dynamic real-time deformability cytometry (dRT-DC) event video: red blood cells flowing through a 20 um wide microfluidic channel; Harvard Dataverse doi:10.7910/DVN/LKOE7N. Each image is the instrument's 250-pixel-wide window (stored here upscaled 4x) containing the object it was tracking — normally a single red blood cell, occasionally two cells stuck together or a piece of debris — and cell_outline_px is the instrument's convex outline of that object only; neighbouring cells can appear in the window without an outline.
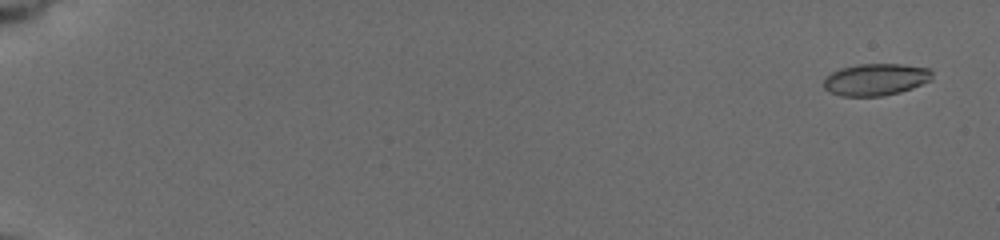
{"species": "common noctule bat (a hibernating species)", "species_latin": "Nyctalus noctula", "temperature_condition": "cold", "stored_images_in_passage": 9, "camera_frame_rate_fps": 3000, "um_per_image_px": 0.085, "animal": {"sex": "female", "body_mass_g": 19.5, "forearm_length_mm": 54.1}, "frame": {"image": 1, "passage_image": 1, "time_ms": 0.0, "image_size_px": [1000, 240], "cell_outline_px": [[932, 80], [912, 88], [900, 92], [884, 96], [840, 96], [828, 92], [824, 88], [824, 80], [832, 72], [840, 68], [860, 64], [904, 64], [928, 68], [932, 72]], "centroid_in_image_um": [74.44, 6.76], "position_along_channel_um": 10.6, "area_um2": 20.29}}
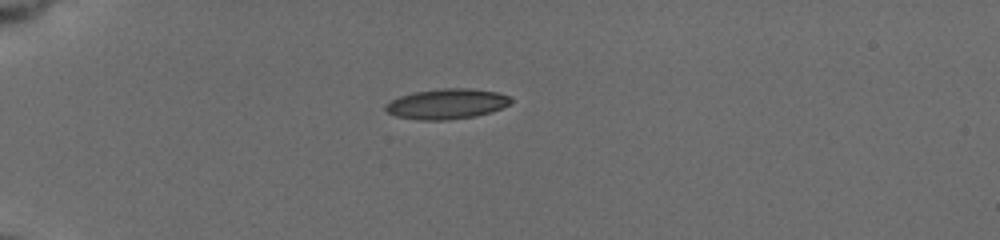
{"frame": {"image": 2, "passage_image": 7, "time_ms": 5.0, "image_size_px": [1000, 240], "cell_outline_px": [[512, 100], [508, 104], [492, 112], [476, 116], [448, 120], [416, 120], [396, 116], [388, 112], [384, 108], [384, 104], [400, 96], [416, 92], [444, 88], [468, 88], [496, 92], [512, 96]], "centroid_in_image_um": [37.98, 8.84], "position_along_channel_um": 47.0, "area_um2": 22.08}}
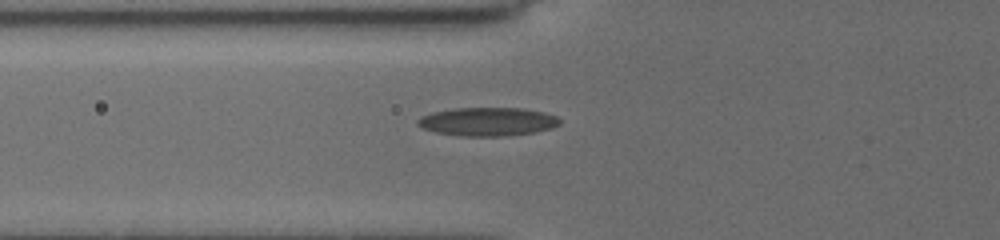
{"frame": {"image": 3, "passage_image": 9, "time_ms": 7.0, "image_size_px": [1000, 240], "cell_outline_px": [[560, 124], [552, 128], [536, 132], [508, 136], [464, 136], [436, 132], [420, 128], [416, 124], [416, 120], [420, 116], [432, 112], [456, 108], [524, 108], [544, 112], [556, 116], [560, 120]], "centroid_in_image_um": [41.44, 10.34], "position_along_channel_um": 84.4, "area_um2": 23.81}}